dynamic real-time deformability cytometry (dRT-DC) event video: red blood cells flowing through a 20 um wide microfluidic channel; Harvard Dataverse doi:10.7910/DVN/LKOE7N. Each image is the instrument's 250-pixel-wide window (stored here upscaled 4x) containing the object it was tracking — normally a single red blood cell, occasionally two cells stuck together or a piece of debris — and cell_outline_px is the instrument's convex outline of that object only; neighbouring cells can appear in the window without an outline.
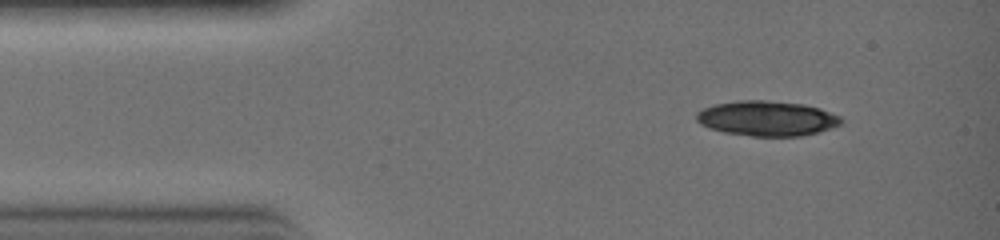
{"species": "common noctule bat (a hibernating species)", "species_latin": "Nyctalus noctula", "temperature_condition": "warm", "stored_images_in_passage": 5, "camera_frame_rate_fps": 3000, "um_per_image_px": 0.085, "animal": {"sex": "female", "body_mass_g": 19.0, "forearm_length_mm": 51.5}, "frame": {"image": 1, "passage_image": 1, "time_ms": 0.0, "image_size_px": [1000, 240], "cell_outline_px": [[840, 124], [816, 132], [800, 136], [752, 136], [724, 132], [708, 128], [700, 124], [696, 120], [696, 112], [704, 108], [716, 104], [740, 100], [760, 100], [804, 104], [820, 108], [840, 116]], "centroid_in_image_um": [65.14, 10.06], "position_along_channel_um": 19.9, "area_um2": 29.25}}
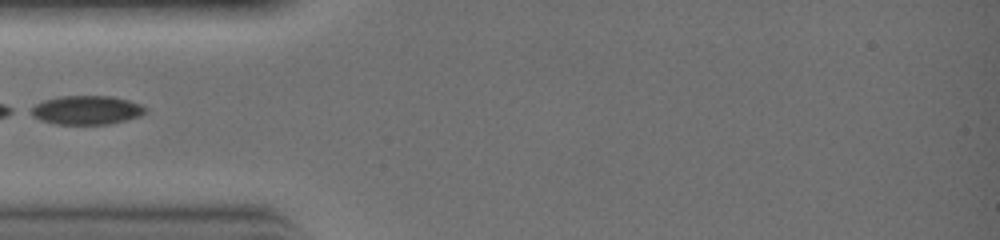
{"frame": {"image": 2, "passage_image": 3, "time_ms": 0.667, "image_size_px": [1000, 240], "cell_outline_px": [[148, 112], [140, 116], [108, 124], [56, 124], [40, 120], [24, 112], [28, 108], [44, 100], [60, 96], [112, 96], [128, 100], [140, 104], [148, 108]], "centroid_in_image_um": [7.31, 9.35], "position_along_channel_um": 77.7, "area_um2": 19.54}}